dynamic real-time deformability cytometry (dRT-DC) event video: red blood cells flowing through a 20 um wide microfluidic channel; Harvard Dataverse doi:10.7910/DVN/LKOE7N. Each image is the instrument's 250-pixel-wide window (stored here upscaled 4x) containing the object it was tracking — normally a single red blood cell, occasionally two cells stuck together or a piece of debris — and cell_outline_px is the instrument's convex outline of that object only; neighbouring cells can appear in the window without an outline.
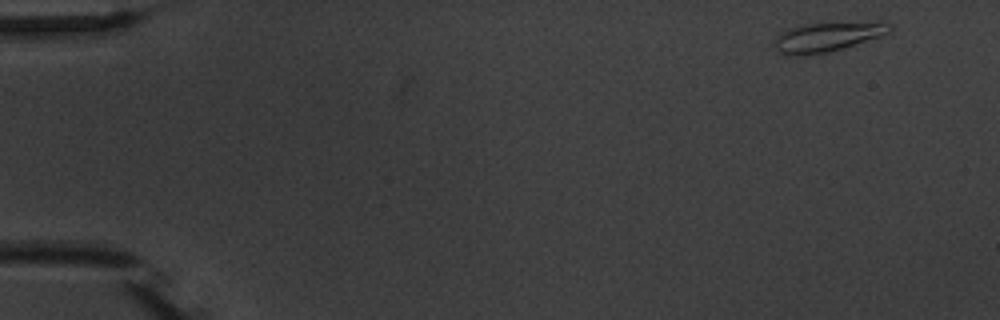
{"species": "common noctule bat (a hibernating species)", "species_latin": "Nyctalus noctula", "temperature_condition": "warm", "stored_images_in_passage": 4, "camera_frame_rate_fps": 3000, "um_per_image_px": 0.085, "animal": {"sex": "male", "body_mass_g": 20.1, "forearm_length_mm": 53.5}, "frame": {"image": 1, "passage_image": 1, "time_ms": 0.0, "image_size_px": [1000, 320], "cell_outline_px": [[892, 28], [888, 32], [880, 36], [828, 52], [804, 56], [784, 56], [772, 44], [772, 40], [780, 32], [788, 28], [800, 24], [892, 24]], "centroid_in_image_um": [70.1, 3.19], "position_along_channel_um": 14.9, "area_um2": 19.13}}